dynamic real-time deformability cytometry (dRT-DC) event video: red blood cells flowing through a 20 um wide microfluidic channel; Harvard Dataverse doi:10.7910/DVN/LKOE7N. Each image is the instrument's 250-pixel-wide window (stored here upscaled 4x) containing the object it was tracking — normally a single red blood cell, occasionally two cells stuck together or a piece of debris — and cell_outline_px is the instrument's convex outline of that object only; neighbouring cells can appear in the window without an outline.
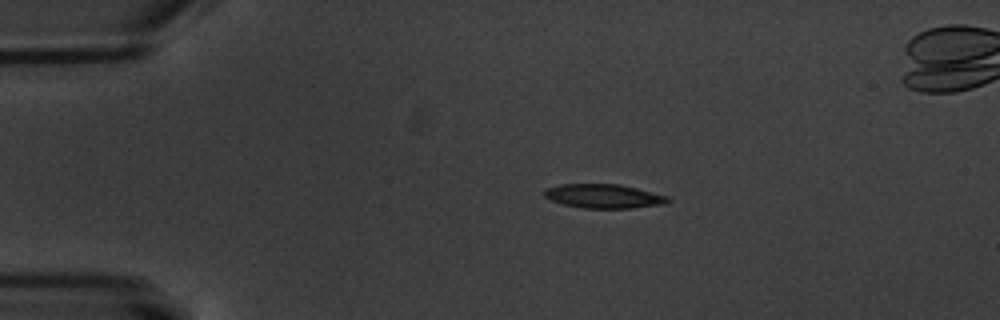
{"species": "common noctule bat (a hibernating species)", "species_latin": "Nyctalus noctula", "temperature_condition": "warm", "stored_images_in_passage": 4, "camera_frame_rate_fps": 3000, "um_per_image_px": 0.085, "animal": {"sex": "male", "body_mass_g": 20.1, "forearm_length_mm": 53.5}, "frame": {"image": 1, "passage_image": 1, "time_ms": 0.0, "image_size_px": [1000, 320], "cell_outline_px": [[672, 200], [668, 204], [632, 208], [584, 208], [564, 204], [552, 200], [544, 196], [544, 188], [560, 184], [620, 184], [668, 196]], "centroid_in_image_um": [51.35, 16.67], "position_along_channel_um": 33.6, "area_um2": 17.4}}